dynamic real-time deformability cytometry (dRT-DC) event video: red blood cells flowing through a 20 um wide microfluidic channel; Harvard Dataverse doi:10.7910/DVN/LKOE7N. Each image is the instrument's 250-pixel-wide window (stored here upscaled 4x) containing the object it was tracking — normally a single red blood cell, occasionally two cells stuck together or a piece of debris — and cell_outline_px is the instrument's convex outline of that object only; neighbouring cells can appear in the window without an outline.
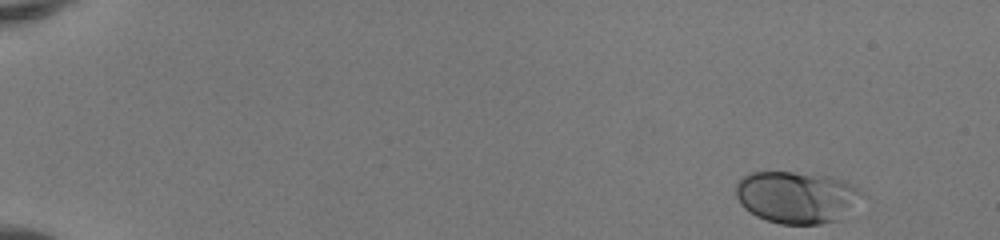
{"species": "human", "species_latin": "Homo sapiens", "temperature_condition": "room temperature", "stored_images_in_passage": 48, "camera_frame_rate_fps": 3000, "um_per_image_px": 0.085, "donor": {"sex": "female"}, "frame": {"image": 1, "passage_image": 1, "time_ms": 0.0, "image_size_px": [1000, 240], "cell_outline_px": [[868, 196], [840, 220], [820, 224], [780, 224], [756, 216], [744, 208], [740, 204], [736, 196], [736, 184], [744, 176], [752, 172], [792, 172], [828, 176], [852, 184], [860, 188]], "centroid_in_image_um": [67.79, 16.77], "position_along_channel_um": 17.2, "area_um2": 38.67}}
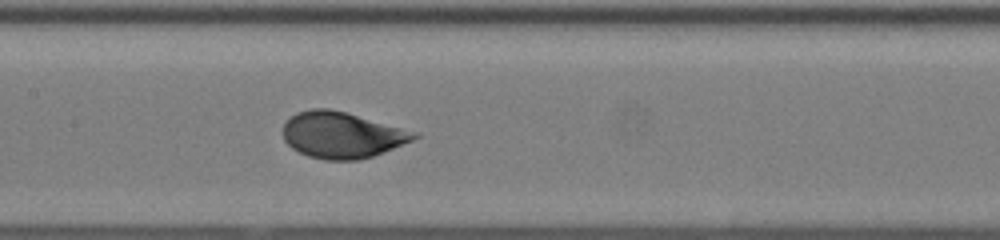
{"frame": {"image": 2, "passage_image": 24, "time_ms": 7.667, "image_size_px": [1000, 240], "cell_outline_px": [[420, 136], [412, 140], [372, 156], [356, 160], [324, 160], [308, 156], [292, 148], [284, 140], [284, 124], [296, 112], [312, 108], [328, 108], [344, 112], [420, 132]], "centroid_in_image_um": [29.07, 11.47], "position_along_channel_um": 178.3, "area_um2": 35.03}}
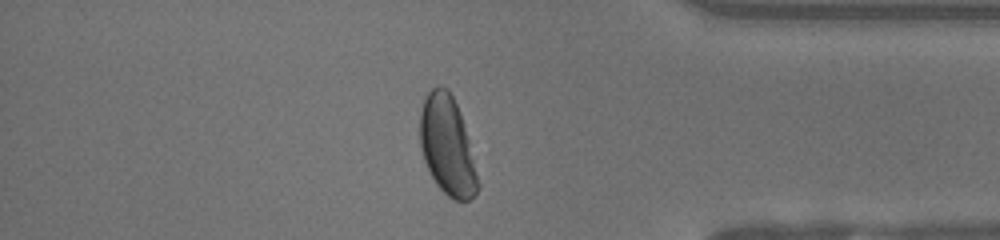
{"frame": {"image": 3, "passage_image": 41, "time_ms": 13.333, "image_size_px": [1000, 240], "cell_outline_px": [[480, 188], [468, 200], [452, 200], [436, 184], [424, 160], [420, 148], [420, 112], [424, 100], [428, 92], [436, 84], [440, 84], [448, 88], [460, 112], [468, 140], [480, 184]], "centroid_in_image_um": [38.01, 12.37], "position_along_channel_um": 397.2, "area_um2": 33.18}, "authors_computed_cell_mechanics": {"area_um2": 35.6915, "velocity_mm_per_s": 4.1278, "shape_relaxation_time_tau1_ms": 2.9965, "shape_relaxation_time_tau2_ms": null, "deformation_change_tau1": 0.1463, "deformation_change_tau2": null}}